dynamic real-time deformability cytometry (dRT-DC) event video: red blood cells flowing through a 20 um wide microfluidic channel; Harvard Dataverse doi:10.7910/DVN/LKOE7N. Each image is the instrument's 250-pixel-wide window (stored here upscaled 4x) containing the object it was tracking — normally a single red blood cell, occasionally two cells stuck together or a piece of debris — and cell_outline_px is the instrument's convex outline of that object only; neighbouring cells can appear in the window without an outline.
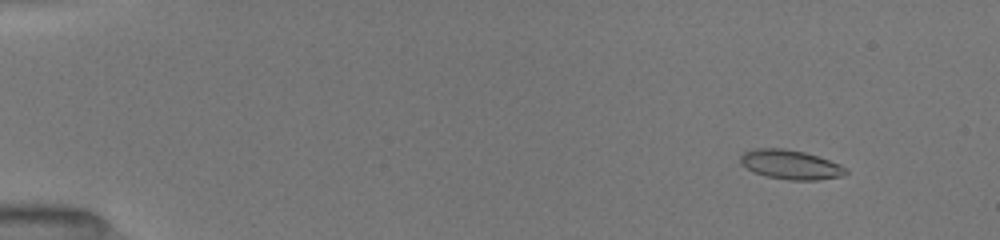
{"species": "common noctule bat (a hibernating species)", "species_latin": "Nyctalus noctula", "temperature_condition": "room temperature", "stored_images_in_passage": 43, "camera_frame_rate_fps": 3000, "um_per_image_px": 0.085, "animal": {"sex": "female", "body_mass_g": 19.5, "forearm_length_mm": 54.1}, "frame": {"image": 1, "passage_image": 3, "time_ms": 0.667, "image_size_px": [1000, 240], "cell_outline_px": [[848, 172], [844, 176], [816, 180], [788, 180], [768, 176], [752, 172], [740, 164], [740, 156], [744, 152], [756, 148], [784, 148], [804, 152], [840, 164], [848, 168]], "centroid_in_image_um": [67.19, 14.0], "position_along_channel_um": 17.8, "area_um2": 18.09}}
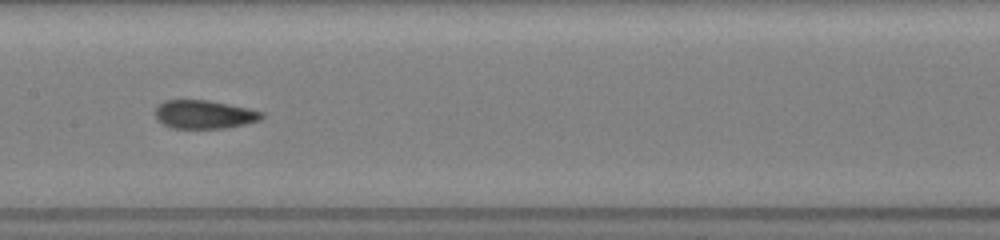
{"frame": {"image": 2, "passage_image": 19, "time_ms": 6.0, "image_size_px": [1000, 240], "cell_outline_px": [[264, 116], [260, 120], [244, 124], [224, 128], [172, 128], [156, 120], [156, 108], [164, 100], [208, 100], [248, 108], [264, 112]], "centroid_in_image_um": [17.36, 9.72], "position_along_channel_um": 190.0, "area_um2": 17.57}}
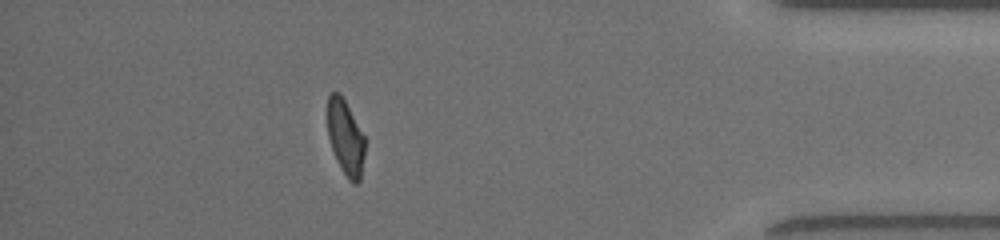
{"frame": {"image": 3, "passage_image": 38, "time_ms": 12.333, "image_size_px": [1000, 240], "cell_outline_px": [[364, 156], [360, 180], [356, 184], [352, 184], [348, 180], [336, 160], [328, 136], [328, 96], [332, 92], [340, 92], [364, 136]], "centroid_in_image_um": [29.36, 11.72], "position_along_channel_um": 405.8, "area_um2": 16.18}, "authors_computed_cell_mechanics": {"area_um2": 17.7446, "velocity_mm_per_s": 4.0216, "shape_relaxation_time_tau1_ms": 5.1134, "shape_relaxation_time_tau2_ms": 1.6636, "deformation_change_tau1": 0.1704, "deformation_change_tau2": 0.0871}}